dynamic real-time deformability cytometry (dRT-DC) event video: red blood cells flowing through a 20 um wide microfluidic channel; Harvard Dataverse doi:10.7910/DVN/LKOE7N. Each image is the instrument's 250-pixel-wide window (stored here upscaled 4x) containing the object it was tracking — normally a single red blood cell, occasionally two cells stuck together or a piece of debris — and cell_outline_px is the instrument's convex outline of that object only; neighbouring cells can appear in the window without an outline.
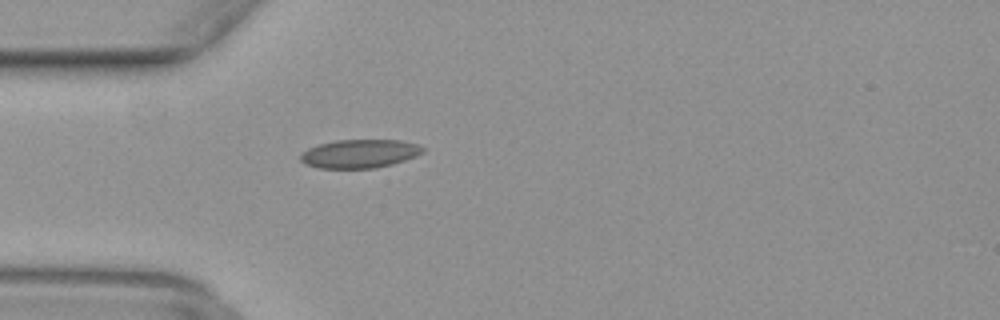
{"species": "common noctule bat (a hibernating species)", "species_latin": "Nyctalus noctula", "temperature_condition": "warm", "stored_images_in_passage": 36, "camera_frame_rate_fps": 3000, "um_per_image_px": 0.085, "animal": {"sex": "female", "body_mass_g": 29.2, "forearm_length_mm": 56.3}, "frame": {"image": 1, "passage_image": 1, "time_ms": 0.0, "image_size_px": [1000, 320], "cell_outline_px": [[424, 152], [416, 156], [392, 164], [376, 168], [320, 168], [304, 164], [300, 160], [300, 156], [308, 148], [320, 144], [336, 140], [400, 140], [416, 144], [424, 148]], "centroid_in_image_um": [30.57, 13.06], "position_along_channel_um": 54.4, "area_um2": 20.23}}
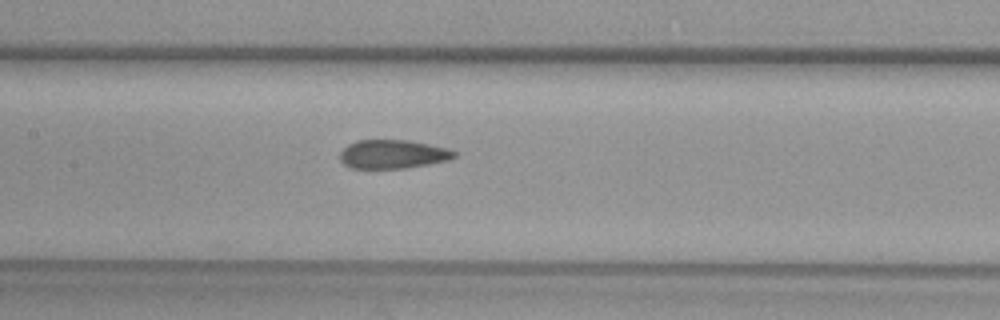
{"frame": {"image": 2, "passage_image": 10, "time_ms": 3.0, "image_size_px": [1000, 320], "cell_outline_px": [[456, 156], [448, 160], [428, 164], [404, 168], [352, 168], [344, 164], [340, 160], [340, 152], [348, 144], [356, 140], [408, 140], [448, 148], [456, 152]], "centroid_in_image_um": [33.38, 13.1], "position_along_channel_um": 174.0, "area_um2": 19.07}}
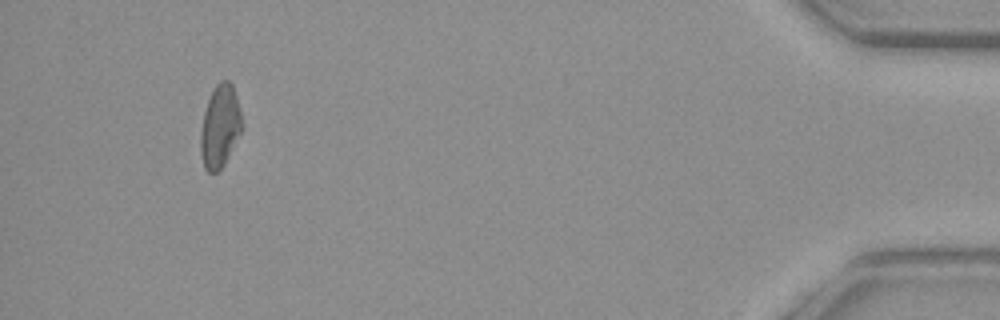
{"frame": {"image": 3, "passage_image": 33, "time_ms": 10.667, "image_size_px": [1000, 320], "cell_outline_px": [[240, 132], [224, 164], [216, 172], [208, 172], [204, 168], [200, 152], [200, 132], [204, 112], [208, 100], [216, 84], [220, 80], [228, 80], [232, 84], [236, 96], [240, 112]], "centroid_in_image_um": [18.66, 10.74], "position_along_channel_um": 416.5, "area_um2": 19.42}}